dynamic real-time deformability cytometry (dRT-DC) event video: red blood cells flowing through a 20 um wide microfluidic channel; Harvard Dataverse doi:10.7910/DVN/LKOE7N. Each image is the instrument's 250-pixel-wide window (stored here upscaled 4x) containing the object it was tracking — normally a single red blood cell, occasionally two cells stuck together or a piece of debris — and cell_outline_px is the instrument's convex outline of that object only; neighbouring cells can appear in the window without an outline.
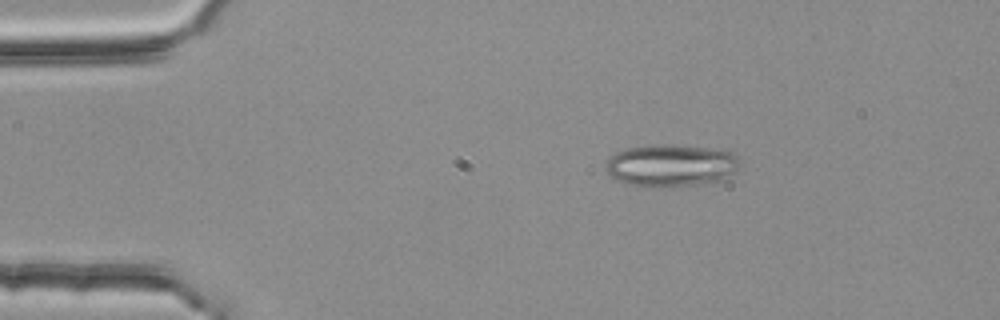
{"species": "common noctule bat (a hibernating species)", "species_latin": "Nyctalus noctula", "temperature_condition": "room temperature", "stored_images_in_passage": 3, "camera_frame_rate_fps": 3000, "um_per_image_px": 0.085, "animal": {"sex": "female", "body_mass_g": 25.1}, "frame": {"image": 1, "passage_image": 1, "time_ms": 0.0, "image_size_px": [1000, 320], "cell_outline_px": [[740, 160], [736, 168], [724, 180], [712, 184], [628, 184], [612, 176], [608, 172], [608, 160], [616, 152], [628, 148], [664, 144], [668, 144], [712, 148], [732, 152]], "centroid_in_image_um": [57.12, 14.02], "position_along_channel_um": 27.9, "area_um2": 31.85}}